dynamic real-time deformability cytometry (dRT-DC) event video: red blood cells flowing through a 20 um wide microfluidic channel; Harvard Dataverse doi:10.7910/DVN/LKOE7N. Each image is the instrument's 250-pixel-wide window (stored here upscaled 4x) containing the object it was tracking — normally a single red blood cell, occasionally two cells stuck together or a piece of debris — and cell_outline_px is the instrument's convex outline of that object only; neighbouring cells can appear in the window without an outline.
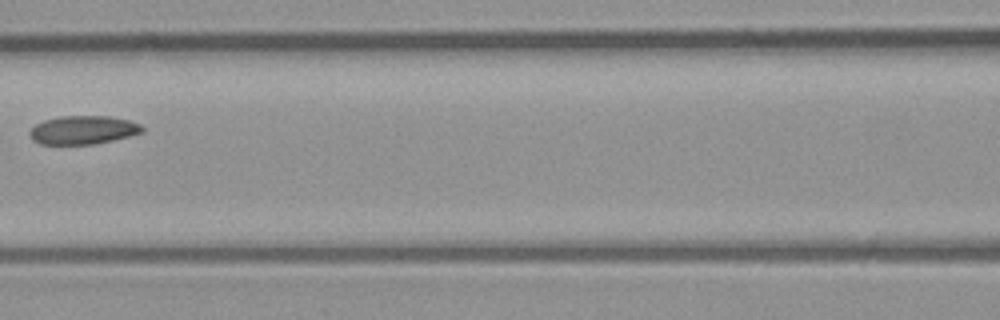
{"species": "common noctule bat (a hibernating species)", "species_latin": "Nyctalus noctula", "temperature_condition": "room temperature", "stored_images_in_passage": 8, "camera_frame_rate_fps": 3000, "um_per_image_px": 0.085, "animal": {"sex": "male", "body_mass_g": 23.1, "forearm_length_mm": 52.7}, "frame": {"image": 1, "passage_image": 7, "time_ms": 2.0, "image_size_px": [1000, 320], "cell_outline_px": [[144, 132], [112, 140], [92, 144], [40, 144], [32, 140], [28, 132], [36, 124], [44, 120], [60, 116], [108, 116], [128, 120], [140, 124], [144, 128]], "centroid_in_image_um": [7.04, 11.04], "position_along_channel_um": 159.6, "area_um2": 18.61}}
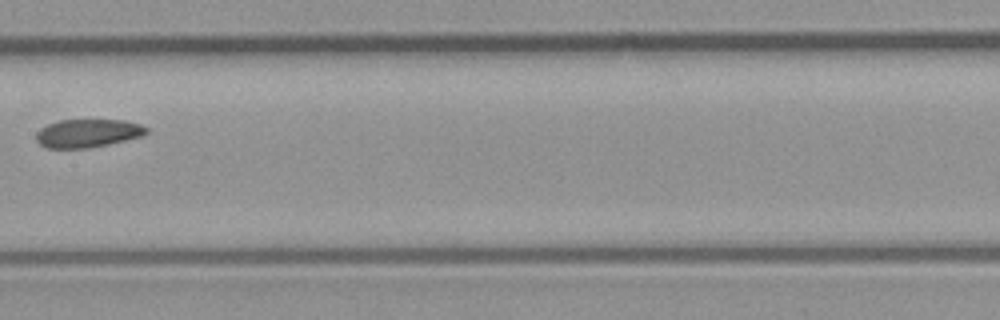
{"frame": {"image": 2, "passage_image": 8, "time_ms": 2.333, "image_size_px": [1000, 320], "cell_outline_px": [[148, 132], [144, 136], [108, 144], [88, 148], [48, 148], [40, 144], [36, 140], [36, 132], [40, 128], [48, 124], [60, 120], [124, 120], [140, 124], [148, 128]], "centroid_in_image_um": [7.47, 11.32], "position_along_channel_um": 199.9, "area_um2": 18.21}}